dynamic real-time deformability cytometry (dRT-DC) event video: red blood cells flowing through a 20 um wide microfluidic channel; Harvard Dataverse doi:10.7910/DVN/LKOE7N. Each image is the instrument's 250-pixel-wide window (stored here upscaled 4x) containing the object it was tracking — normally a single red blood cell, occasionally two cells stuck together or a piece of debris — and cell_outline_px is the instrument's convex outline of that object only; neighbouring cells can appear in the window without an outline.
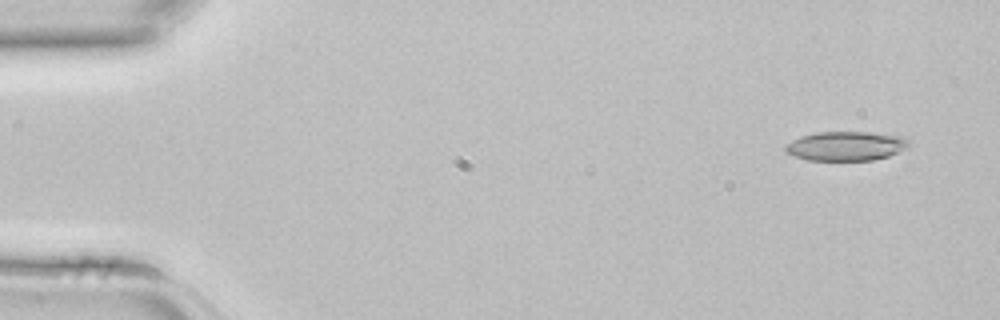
{"species": "common noctule bat (a hibernating species)", "species_latin": "Nyctalus noctula", "temperature_condition": "room temperature", "stored_images_in_passage": 3, "camera_frame_rate_fps": 3000, "um_per_image_px": 0.085, "animal": {"sex": "female", "body_mass_g": 22.7, "forearm_length_mm": 54.2}, "frame": {"image": 1, "passage_image": 1, "time_ms": 0.0, "image_size_px": [1000, 320], "cell_outline_px": [[908, 148], [888, 156], [872, 160], [808, 160], [796, 156], [788, 152], [784, 148], [784, 144], [800, 136], [816, 132], [868, 132], [900, 136], [908, 140]], "centroid_in_image_um": [71.89, 12.41], "position_along_channel_um": 13.1, "area_um2": 20.92}}
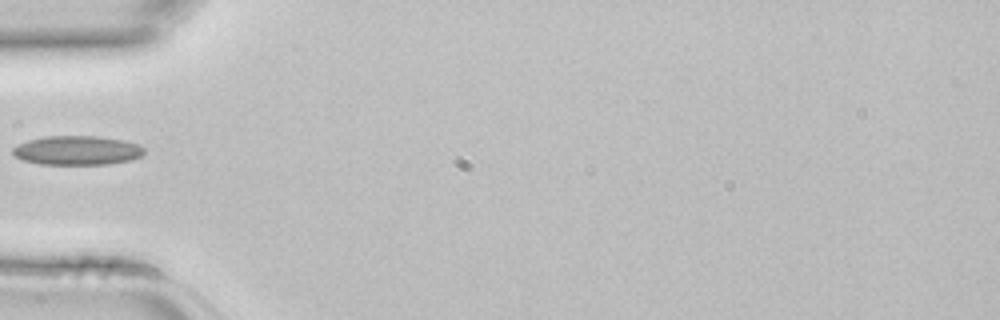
{"frame": {"image": 2, "passage_image": 3, "time_ms": 0.667, "image_size_px": [1000, 320], "cell_outline_px": [[144, 156], [132, 160], [108, 164], [40, 164], [24, 160], [16, 156], [12, 152], [12, 148], [16, 144], [28, 140], [48, 136], [96, 136], [124, 140], [136, 144], [144, 148]], "centroid_in_image_um": [6.57, 12.78], "position_along_channel_um": 78.4, "area_um2": 22.37}}